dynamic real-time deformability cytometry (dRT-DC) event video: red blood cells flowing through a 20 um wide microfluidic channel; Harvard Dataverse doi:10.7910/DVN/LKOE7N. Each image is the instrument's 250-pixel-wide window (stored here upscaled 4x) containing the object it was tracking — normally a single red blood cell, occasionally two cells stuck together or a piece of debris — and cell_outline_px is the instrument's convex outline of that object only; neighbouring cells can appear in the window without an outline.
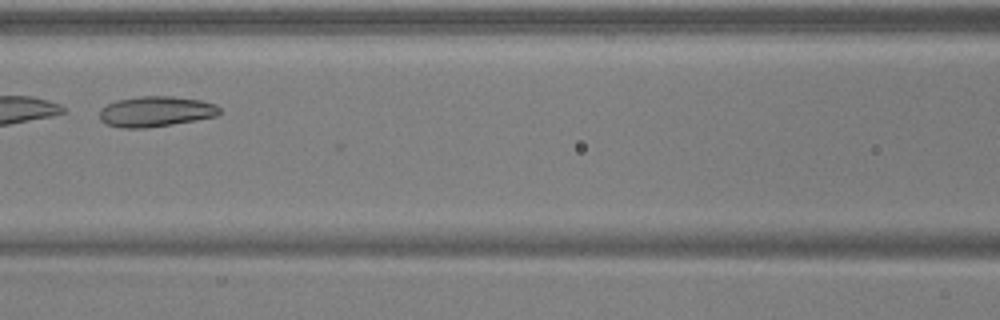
{"species": "common noctule bat (a hibernating species)", "species_latin": "Nyctalus noctula", "temperature_condition": "warm", "stored_images_in_passage": 17, "camera_frame_rate_fps": 3000, "um_per_image_px": 0.085, "animal": {"sex": "male", "body_mass_g": 17.9, "forearm_length_mm": 54.2}, "frame": {"image": 1, "passage_image": 7, "time_ms": 2.0, "image_size_px": [1000, 320], "cell_outline_px": [[224, 112], [216, 116], [196, 120], [172, 124], [144, 128], [120, 128], [108, 124], [100, 120], [100, 108], [116, 100], [140, 96], [172, 96], [200, 100], [216, 104]], "centroid_in_image_um": [13.26, 9.47], "position_along_channel_um": 153.3, "area_um2": 21.39}}